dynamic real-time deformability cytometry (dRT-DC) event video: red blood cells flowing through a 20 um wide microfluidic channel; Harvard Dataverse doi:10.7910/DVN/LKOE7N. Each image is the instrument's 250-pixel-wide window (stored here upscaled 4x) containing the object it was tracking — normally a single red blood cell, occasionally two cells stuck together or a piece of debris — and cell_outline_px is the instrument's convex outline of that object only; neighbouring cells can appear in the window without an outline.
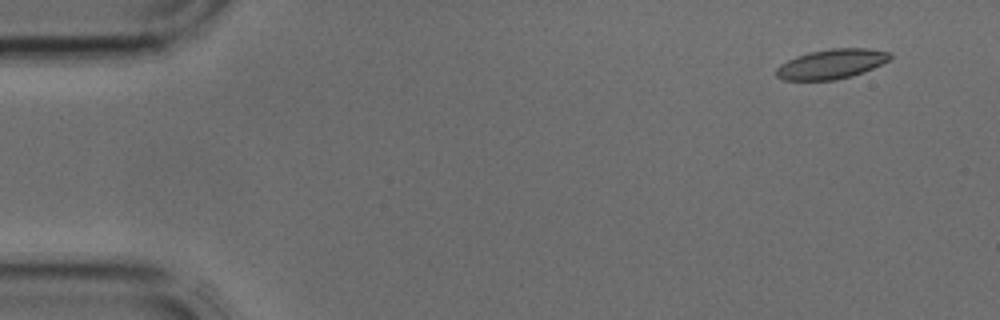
{"species": "common noctule bat (a hibernating species)", "species_latin": "Nyctalus noctula", "temperature_condition": "cold", "stored_images_in_passage": 3, "camera_frame_rate_fps": 3000, "um_per_image_px": 0.085, "animal": {"sex": "male", "body_mass_g": 17.9, "forearm_length_mm": 54.2}, "frame": {"image": 1, "passage_image": 1, "time_ms": 0.0, "image_size_px": [1000, 320], "cell_outline_px": [[892, 56], [888, 60], [872, 68], [852, 76], [836, 80], [784, 80], [776, 76], [776, 68], [780, 64], [796, 56], [812, 52], [832, 48], [868, 48], [892, 52]], "centroid_in_image_um": [70.67, 5.44], "position_along_channel_um": 14.3, "area_um2": 19.59}}
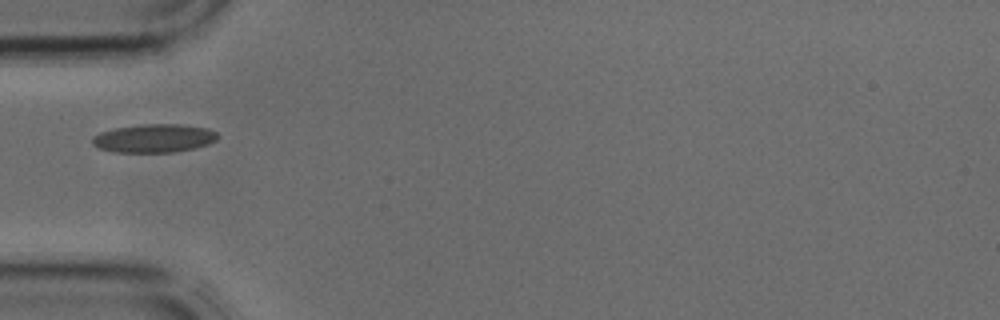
{"frame": {"image": 2, "passage_image": 3, "time_ms": 0.667, "image_size_px": [1000, 320], "cell_outline_px": [[220, 136], [216, 140], [208, 144], [192, 148], [172, 152], [112, 152], [100, 148], [92, 144], [92, 136], [100, 132], [116, 128], [140, 124], [180, 124], [208, 128], [216, 132]], "centroid_in_image_um": [13.09, 11.74], "position_along_channel_um": 71.9, "area_um2": 20.75}}